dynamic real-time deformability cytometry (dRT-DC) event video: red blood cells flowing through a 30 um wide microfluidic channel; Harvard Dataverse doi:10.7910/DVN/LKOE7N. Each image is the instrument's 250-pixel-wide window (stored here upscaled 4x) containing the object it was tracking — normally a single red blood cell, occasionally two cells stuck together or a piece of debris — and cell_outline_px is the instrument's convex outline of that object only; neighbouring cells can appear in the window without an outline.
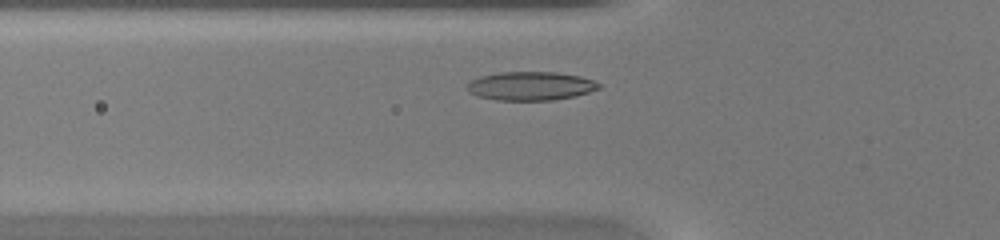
{"species": "common noctule bat (a hibernating species)", "species_latin": "Nyctalus noctula", "temperature_condition": "warm", "stored_images_in_passage": 28, "camera_frame_rate_fps": 3000, "um_per_image_px": 0.085, "animal": {"sex": "female", "body_mass_g": 20.0, "forearm_length_mm": 54.0}, "frame": {"image": 1, "passage_image": 5, "time_ms": 1.333, "image_size_px": [1000, 240], "cell_outline_px": [[600, 88], [576, 96], [552, 100], [496, 100], [476, 96], [468, 92], [468, 84], [472, 80], [480, 76], [500, 72], [556, 72], [580, 76], [592, 80], [600, 84]], "centroid_in_image_um": [45.09, 7.31], "position_along_channel_um": 80.7, "area_um2": 21.96}}
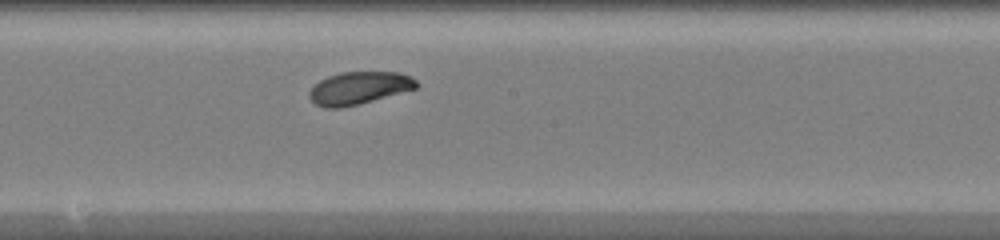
{"frame": {"image": 2, "passage_image": 14, "time_ms": 4.333, "image_size_px": [1000, 240], "cell_outline_px": [[420, 84], [416, 88], [360, 104], [340, 108], [324, 108], [316, 104], [308, 96], [308, 92], [320, 80], [328, 76], [340, 72], [400, 72], [416, 80]], "centroid_in_image_um": [30.5, 7.48], "position_along_channel_um": 217.7, "area_um2": 20.29}}
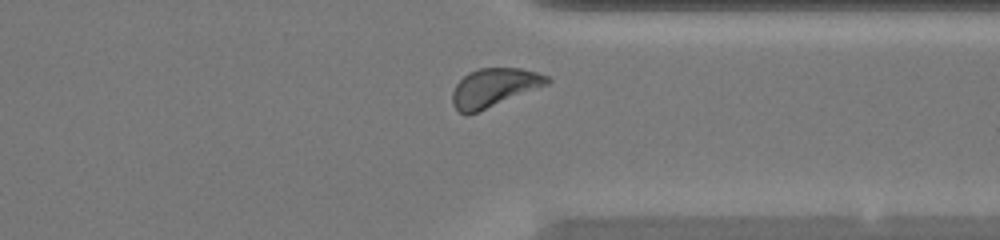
{"frame": {"image": 3, "passage_image": 24, "time_ms": 7.667, "image_size_px": [1000, 240], "cell_outline_px": [[552, 80], [548, 84], [468, 116], [460, 112], [452, 104], [452, 92], [456, 84], [468, 72], [480, 68], [520, 68], [536, 72], [548, 76]], "centroid_in_image_um": [41.98, 7.45], "position_along_channel_um": 369.4, "area_um2": 21.21}}